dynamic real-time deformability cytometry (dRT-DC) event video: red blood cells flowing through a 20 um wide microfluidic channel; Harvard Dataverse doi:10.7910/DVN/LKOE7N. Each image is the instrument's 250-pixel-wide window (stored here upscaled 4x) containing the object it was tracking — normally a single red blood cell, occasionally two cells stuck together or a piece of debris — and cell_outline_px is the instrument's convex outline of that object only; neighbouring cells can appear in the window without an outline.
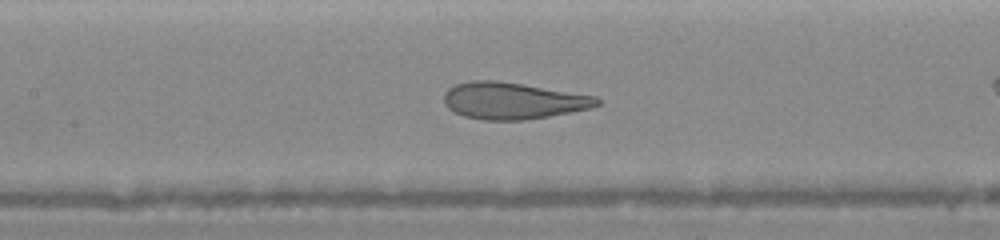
{"species": "human", "species_latin": "Homo sapiens", "temperature_condition": "warm", "stored_images_in_passage": 18, "camera_frame_rate_fps": 3000, "um_per_image_px": 0.085, "donor": {"sex": "female"}, "frame": {"image": 1, "passage_image": 6, "time_ms": 2.0, "image_size_px": [1000, 240], "cell_outline_px": [[600, 104], [592, 108], [548, 116], [524, 120], [484, 120], [464, 116], [448, 108], [444, 104], [444, 92], [448, 88], [456, 84], [472, 80], [496, 80], [596, 96], [600, 100]], "centroid_in_image_um": [43.58, 8.56], "position_along_channel_um": 163.8, "area_um2": 32.6}}
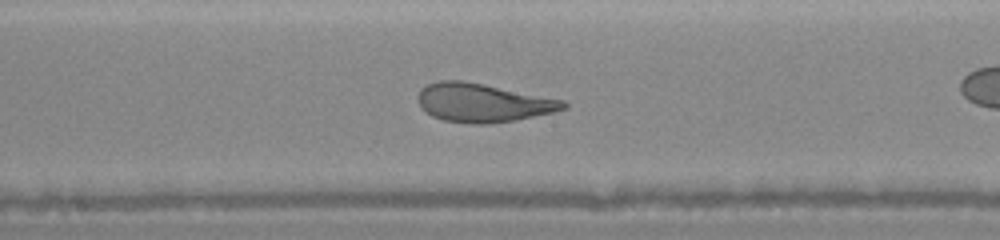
{"frame": {"image": 2, "passage_image": 8, "time_ms": 3.0, "image_size_px": [1000, 240], "cell_outline_px": [[568, 108], [552, 112], [512, 120], [488, 124], [472, 124], [444, 120], [432, 116], [420, 108], [416, 96], [420, 88], [428, 84], [440, 80], [464, 80], [564, 100], [568, 104]], "centroid_in_image_um": [40.99, 8.72], "position_along_channel_um": 207.2, "area_um2": 32.71}}
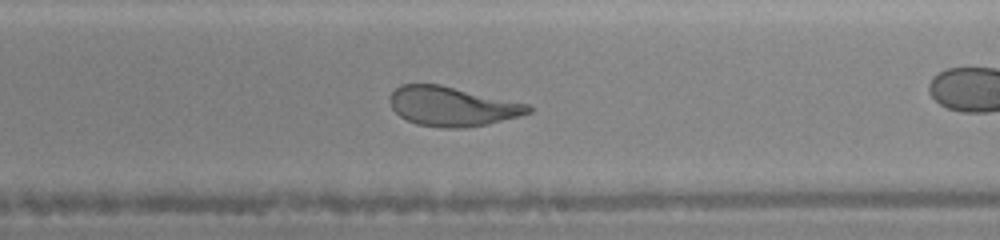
{"frame": {"image": 3, "passage_image": 10, "time_ms": 4.0, "image_size_px": [1000, 240], "cell_outline_px": [[532, 112], [520, 116], [488, 124], [464, 128], [440, 128], [416, 124], [400, 116], [392, 108], [388, 100], [388, 96], [400, 84], [440, 84], [528, 104], [532, 108]], "centroid_in_image_um": [38.41, 9.04], "position_along_channel_um": 250.6, "area_um2": 31.96}}